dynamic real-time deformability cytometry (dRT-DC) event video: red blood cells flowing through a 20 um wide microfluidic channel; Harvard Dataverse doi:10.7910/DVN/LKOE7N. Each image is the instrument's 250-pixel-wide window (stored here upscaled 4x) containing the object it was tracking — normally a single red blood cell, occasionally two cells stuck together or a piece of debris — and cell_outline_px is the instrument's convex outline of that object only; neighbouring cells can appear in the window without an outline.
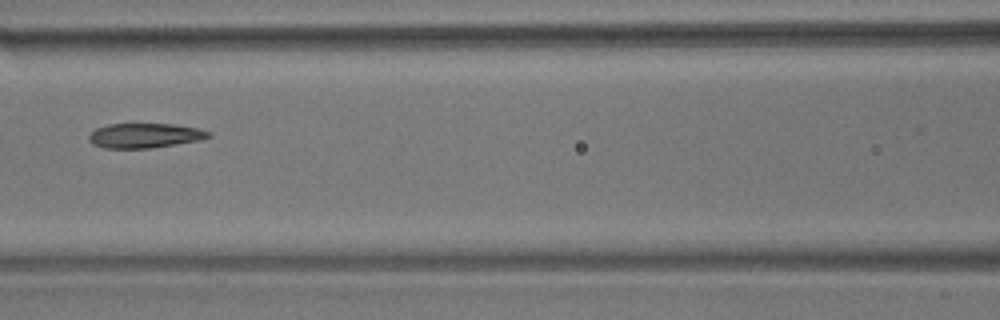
{"species": "common noctule bat (a hibernating species)", "species_latin": "Nyctalus noctula", "temperature_condition": "room temperature", "stored_images_in_passage": 9, "camera_frame_rate_fps": 3000, "um_per_image_px": 0.085, "animal": {"sex": "male", "body_mass_g": 17.9}, "frame": {"image": 1, "passage_image": 7, "time_ms": 2.0, "image_size_px": [1000, 320], "cell_outline_px": [[212, 136], [200, 140], [176, 144], [148, 148], [104, 148], [92, 144], [88, 140], [88, 136], [96, 128], [108, 124], [172, 124], [196, 128], [212, 132]], "centroid_in_image_um": [12.29, 11.52], "position_along_channel_um": 154.3, "area_um2": 17.17}}
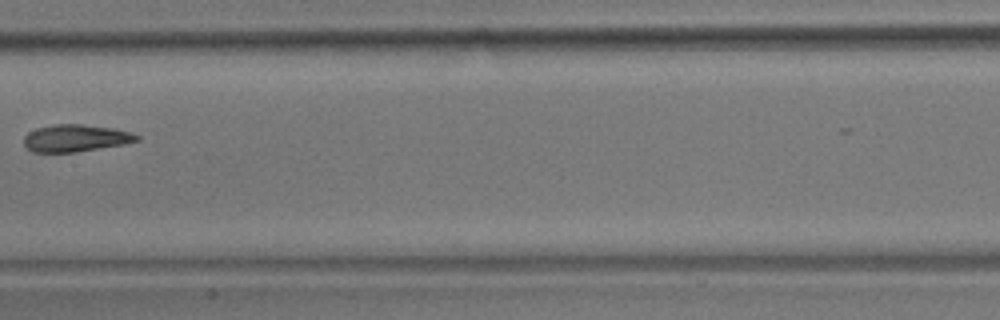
{"frame": {"image": 2, "passage_image": 8, "time_ms": 2.333, "image_size_px": [1000, 320], "cell_outline_px": [[140, 140], [120, 144], [76, 152], [32, 152], [24, 144], [24, 136], [28, 132], [36, 128], [56, 124], [80, 124], [112, 128], [132, 132], [140, 136]], "centroid_in_image_um": [6.4, 11.73], "position_along_channel_um": 201.0, "area_um2": 17.69}}